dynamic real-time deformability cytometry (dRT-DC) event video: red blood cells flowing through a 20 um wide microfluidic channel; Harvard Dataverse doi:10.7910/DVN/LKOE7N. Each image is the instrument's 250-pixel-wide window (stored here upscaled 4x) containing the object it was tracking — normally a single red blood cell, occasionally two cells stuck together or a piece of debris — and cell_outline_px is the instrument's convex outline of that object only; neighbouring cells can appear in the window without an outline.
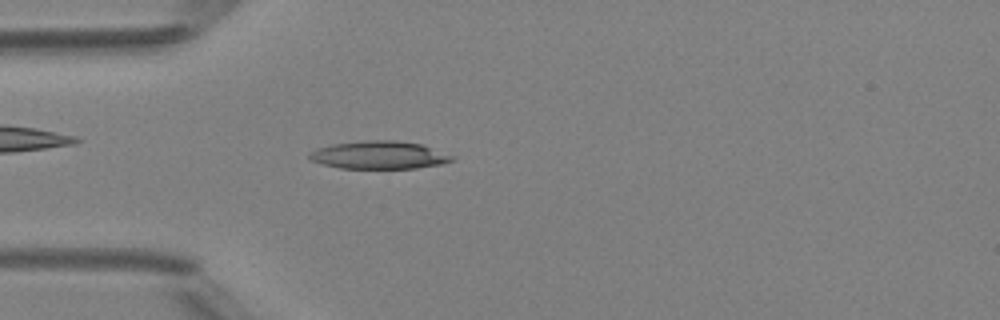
{"species": "Egyptian fruit bat (a non-hibernating species)", "species_latin": "Rousettus aegyptiacus", "temperature_condition": "room temperature", "stored_images_in_passage": 48, "camera_frame_rate_fps": 3000, "um_per_image_px": 0.085, "animal": {"sex": "female"}, "frame": {"image": 1, "passage_image": 13, "time_ms": 4.0, "image_size_px": [1000, 320], "cell_outline_px": [[456, 156], [452, 160], [440, 164], [416, 168], [340, 168], [308, 160], [308, 152], [316, 148], [332, 144], [364, 140], [392, 140], [420, 144]], "centroid_in_image_um": [32.18, 13.17], "position_along_channel_um": 52.8, "area_um2": 23.12}}
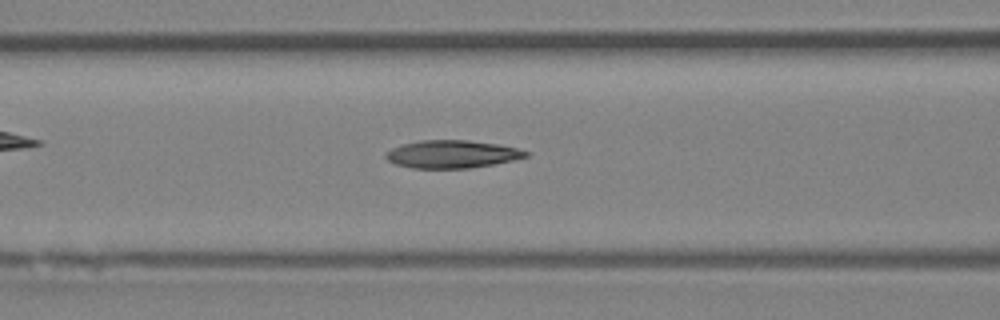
{"frame": {"image": 2, "passage_image": 19, "time_ms": 6.0, "image_size_px": [1000, 320], "cell_outline_px": [[528, 156], [512, 160], [492, 164], [468, 168], [412, 168], [396, 164], [388, 160], [384, 156], [384, 152], [392, 148], [404, 144], [420, 140], [468, 140], [496, 144], [516, 148], [528, 152]], "centroid_in_image_um": [38.37, 13.1], "position_along_channel_um": 128.2, "area_um2": 22.43}}
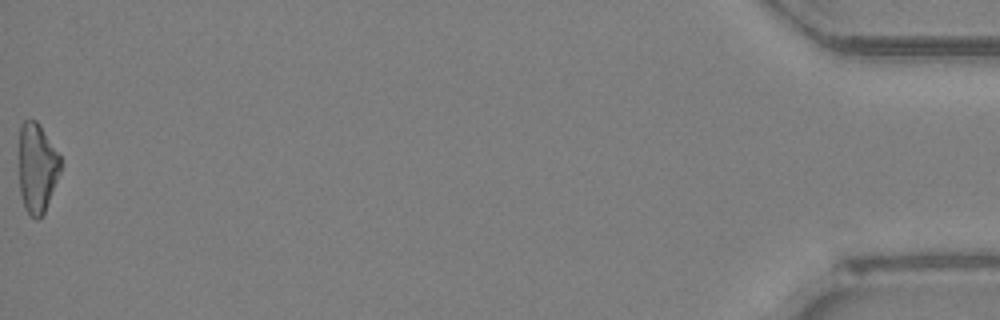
{"frame": {"image": 3, "passage_image": 48, "time_ms": 15.667, "image_size_px": [1000, 320], "cell_outline_px": [[60, 172], [44, 212], [36, 220], [24, 208], [20, 192], [20, 124], [24, 120], [36, 120], [60, 156]], "centroid_in_image_um": [3.14, 14.27], "position_along_channel_um": 432.1, "area_um2": 21.15}, "authors_computed_cell_mechanics": {"area_um2": 22.7443, "velocity_mm_per_s": 4.212, "shape_relaxation_time_tau1_ms": 8.8014, "shape_relaxation_time_tau2_ms": 4.8479, "deformation_change_tau1": 0.2253, "deformation_change_tau2": 0.1537}}